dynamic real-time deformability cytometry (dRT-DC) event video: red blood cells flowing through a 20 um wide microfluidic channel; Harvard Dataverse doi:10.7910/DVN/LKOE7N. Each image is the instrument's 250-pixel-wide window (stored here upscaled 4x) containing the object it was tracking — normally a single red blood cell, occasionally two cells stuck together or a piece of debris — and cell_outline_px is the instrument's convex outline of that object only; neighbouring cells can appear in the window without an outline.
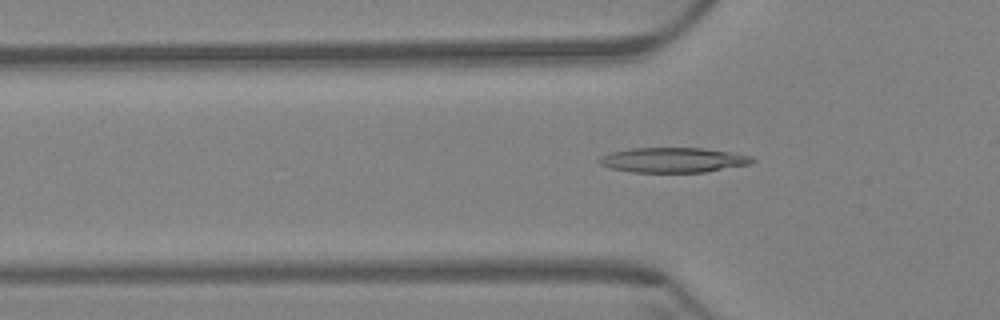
{"species": "Egyptian fruit bat (a non-hibernating species)", "species_latin": "Rousettus aegyptiacus", "temperature_condition": "warm", "stored_images_in_passage": 59, "camera_frame_rate_fps": 3000, "um_per_image_px": 0.085, "animal": {"sex": "female"}, "frame": {"image": 1, "passage_image": 18, "time_ms": 5.667, "image_size_px": [1000, 320], "cell_outline_px": [[756, 160], [752, 164], [704, 172], [632, 172], [612, 168], [600, 164], [596, 160], [600, 156], [608, 152], [628, 148], [704, 148], [752, 156]], "centroid_in_image_um": [57.19, 13.59], "position_along_channel_um": 68.6, "area_um2": 22.37}}
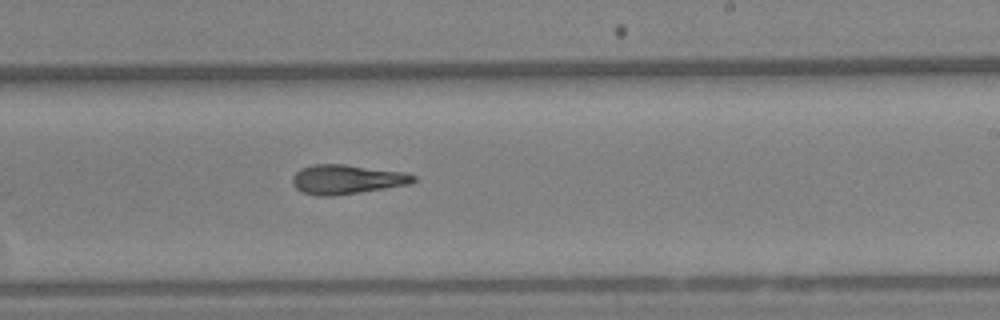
{"frame": {"image": 2, "passage_image": 35, "time_ms": 11.333, "image_size_px": [1000, 320], "cell_outline_px": [[416, 180], [412, 184], [360, 192], [332, 196], [316, 196], [300, 192], [292, 184], [292, 176], [300, 168], [312, 164], [344, 164], [404, 172], [416, 176]], "centroid_in_image_um": [29.44, 15.25], "position_along_channel_um": 259.6, "area_um2": 20.92}}
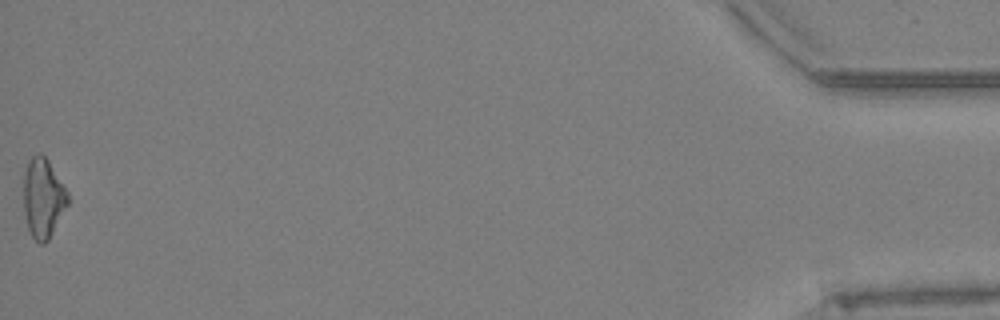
{"frame": {"image": 3, "passage_image": 59, "time_ms": 19.333, "image_size_px": [1000, 320], "cell_outline_px": [[68, 204], [48, 240], [44, 244], [40, 244], [32, 236], [28, 228], [24, 212], [24, 172], [28, 160], [36, 152], [40, 152], [48, 160], [68, 192]], "centroid_in_image_um": [3.65, 16.81], "position_along_channel_um": 431.5, "area_um2": 20.4}, "authors_computed_cell_mechanics": {"area_um2": 20.8658, "velocity_mm_per_s": 3.3824, "shape_relaxation_time_tau1_ms": null, "shape_relaxation_time_tau2_ms": 4.9341, "deformation_change_tau1": null, "deformation_change_tau2": 0.1513}}